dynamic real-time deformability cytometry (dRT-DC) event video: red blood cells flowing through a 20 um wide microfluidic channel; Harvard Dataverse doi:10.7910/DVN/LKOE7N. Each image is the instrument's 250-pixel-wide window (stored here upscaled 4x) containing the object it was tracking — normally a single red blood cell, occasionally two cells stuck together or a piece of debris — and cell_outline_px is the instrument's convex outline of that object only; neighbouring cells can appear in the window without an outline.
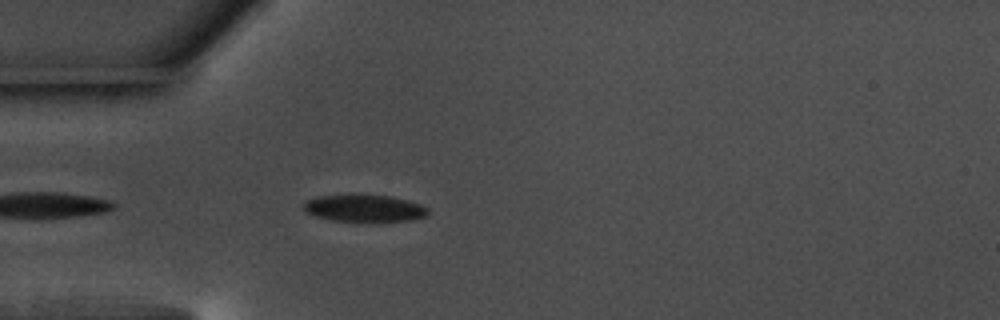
{"species": "common noctule bat (a hibernating species)", "species_latin": "Nyctalus noctula", "temperature_condition": "warm", "stored_images_in_passage": 7, "camera_frame_rate_fps": 3000, "um_per_image_px": 0.085, "animal": {"sex": "male", "body_mass_g": 17.5, "forearm_length_mm": 52.3}, "frame": {"image": 1, "passage_image": 3, "time_ms": 0.667, "image_size_px": [1000, 320], "cell_outline_px": [[428, 212], [424, 216], [412, 220], [376, 224], [332, 220], [316, 216], [308, 212], [304, 208], [304, 204], [308, 200], [316, 196], [392, 196], [420, 204], [428, 208]], "centroid_in_image_um": [31.03, 17.76], "position_along_channel_um": 54.0, "area_um2": 19.77}}
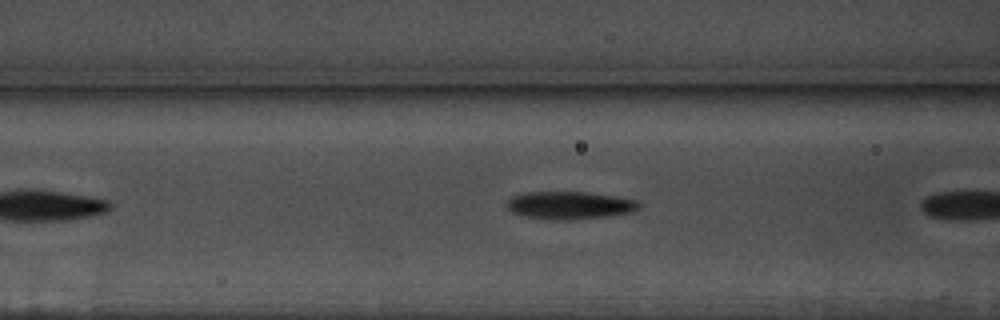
{"frame": {"image": 2, "passage_image": 6, "time_ms": 1.667, "image_size_px": [1000, 320], "cell_outline_px": [[640, 208], [632, 212], [608, 216], [568, 220], [552, 220], [524, 216], [512, 212], [508, 208], [508, 200], [512, 196], [524, 192], [588, 192], [616, 196], [636, 200], [640, 204]], "centroid_in_image_um": [48.43, 17.45], "position_along_channel_um": 118.2, "area_um2": 21.39}}